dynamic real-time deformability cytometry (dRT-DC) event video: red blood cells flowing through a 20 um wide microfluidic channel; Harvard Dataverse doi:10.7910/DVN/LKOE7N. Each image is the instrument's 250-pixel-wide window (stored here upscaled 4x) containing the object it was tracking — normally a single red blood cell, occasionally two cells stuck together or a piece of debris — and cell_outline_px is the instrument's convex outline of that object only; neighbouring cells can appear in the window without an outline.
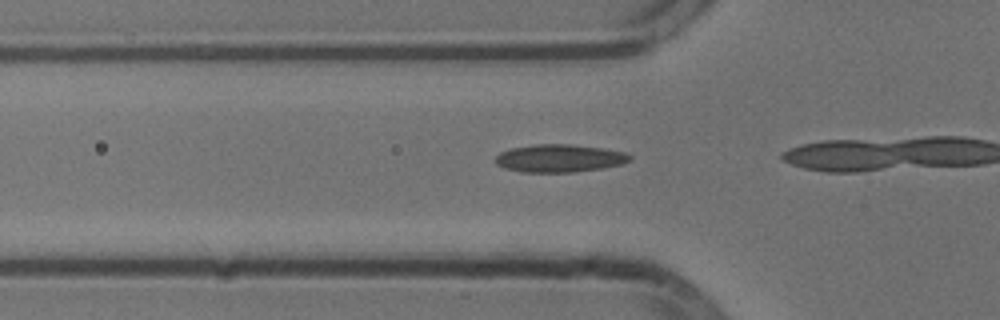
{"species": "common noctule bat (a hibernating species)", "species_latin": "Nyctalus noctula", "temperature_condition": "cold", "stored_images_in_passage": 16, "camera_frame_rate_fps": 3000, "um_per_image_px": 0.085, "animal": {"sex": "male", "body_mass_g": 13.3}, "frame": {"image": 1, "passage_image": 14, "time_ms": 4.333, "image_size_px": [1000, 320], "cell_outline_px": [[632, 156], [628, 160], [620, 164], [600, 168], [576, 172], [524, 172], [504, 168], [496, 164], [496, 156], [500, 152], [512, 148], [536, 144], [572, 144], [604, 148], [624, 152]], "centroid_in_image_um": [47.53, 13.45], "position_along_channel_um": 78.3, "area_um2": 21.62}}